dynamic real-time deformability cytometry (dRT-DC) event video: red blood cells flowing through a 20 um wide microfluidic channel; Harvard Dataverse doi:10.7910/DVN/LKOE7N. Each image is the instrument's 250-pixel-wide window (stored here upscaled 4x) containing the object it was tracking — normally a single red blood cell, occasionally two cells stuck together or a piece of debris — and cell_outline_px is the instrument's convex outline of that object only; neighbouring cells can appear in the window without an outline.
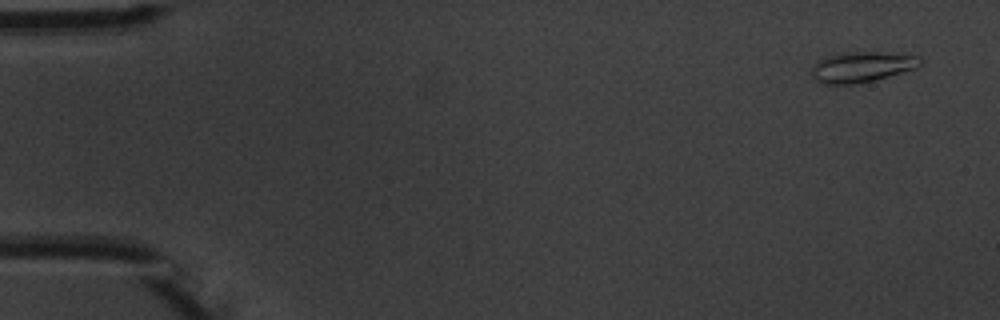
{"species": "common noctule bat (a hibernating species)", "species_latin": "Nyctalus noctula", "temperature_condition": "warm", "stored_images_in_passage": 3, "camera_frame_rate_fps": 3000, "um_per_image_px": 0.085, "animal": {"sex": "male", "body_mass_g": 20.1, "forearm_length_mm": 53.5}, "frame": {"image": 1, "passage_image": 1, "time_ms": 0.0, "image_size_px": [1000, 320], "cell_outline_px": [[924, 60], [916, 68], [888, 76], [872, 80], [852, 84], [824, 84], [816, 80], [812, 76], [812, 68], [816, 60], [828, 56], [844, 52], [880, 52], [920, 56]], "centroid_in_image_um": [73.25, 5.68], "position_along_channel_um": 11.8, "area_um2": 19.19}}